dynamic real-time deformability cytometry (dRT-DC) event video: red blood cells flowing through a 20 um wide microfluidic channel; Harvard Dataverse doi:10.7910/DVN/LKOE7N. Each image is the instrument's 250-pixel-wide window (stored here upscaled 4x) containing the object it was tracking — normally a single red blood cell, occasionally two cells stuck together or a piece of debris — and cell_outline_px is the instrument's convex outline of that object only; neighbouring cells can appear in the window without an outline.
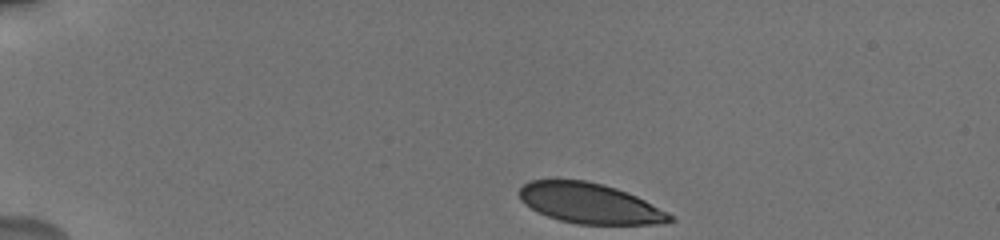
{"species": "human", "species_latin": "Homo sapiens", "temperature_condition": "cold", "stored_images_in_passage": 16, "camera_frame_rate_fps": 3000, "um_per_image_px": 0.085, "donor": {"sex": "male"}, "frame": {"image": 1, "passage_image": 1, "time_ms": 0.0, "image_size_px": [1000, 240], "cell_outline_px": [[676, 220], [664, 224], [576, 224], [560, 220], [536, 212], [524, 204], [520, 200], [520, 188], [524, 184], [532, 180], [584, 180], [604, 184], [628, 192], [676, 216]], "centroid_in_image_um": [50.16, 17.29], "position_along_channel_um": 34.8, "area_um2": 35.49}}